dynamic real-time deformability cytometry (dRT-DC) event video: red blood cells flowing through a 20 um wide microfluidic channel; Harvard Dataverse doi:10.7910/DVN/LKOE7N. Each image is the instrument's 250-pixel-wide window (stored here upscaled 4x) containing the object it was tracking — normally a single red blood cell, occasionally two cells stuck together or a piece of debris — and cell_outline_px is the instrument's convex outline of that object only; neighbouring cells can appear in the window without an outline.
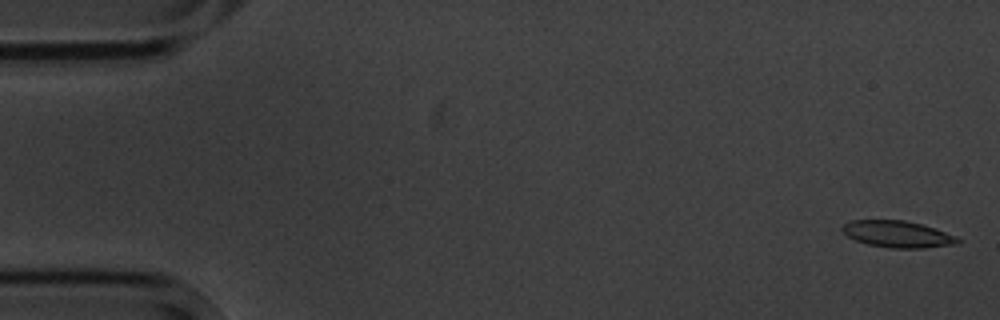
{"species": "common noctule bat (a hibernating species)", "species_latin": "Nyctalus noctula", "temperature_condition": "cold", "stored_images_in_passage": 5, "camera_frame_rate_fps": 3000, "um_per_image_px": 0.085, "animal": {"sex": "male", "body_mass_g": 20.1, "forearm_length_mm": 53.5}, "frame": {"image": 1, "passage_image": 1, "time_ms": 0.0, "image_size_px": [1000, 320], "cell_outline_px": [[960, 244], [924, 248], [888, 248], [868, 244], [856, 240], [848, 236], [840, 228], [844, 224], [852, 220], [904, 220], [936, 228], [956, 236], [960, 240]], "centroid_in_image_um": [76.33, 19.91], "position_along_channel_um": 8.7, "area_um2": 17.98}}
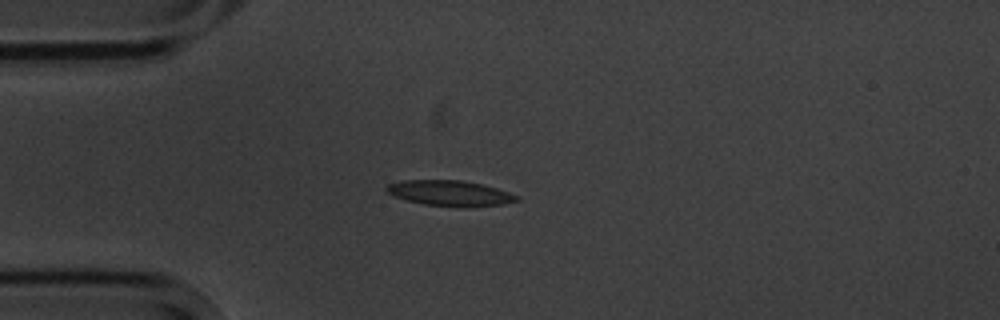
{"frame": {"image": 2, "passage_image": 5, "time_ms": 4.333, "image_size_px": [1000, 320], "cell_outline_px": [[520, 200], [504, 204], [464, 208], [424, 204], [392, 196], [384, 188], [388, 184], [404, 180], [460, 180], [480, 184], [496, 188], [520, 196]], "centroid_in_image_um": [38.26, 16.43], "position_along_channel_um": 46.7, "area_um2": 19.42}}